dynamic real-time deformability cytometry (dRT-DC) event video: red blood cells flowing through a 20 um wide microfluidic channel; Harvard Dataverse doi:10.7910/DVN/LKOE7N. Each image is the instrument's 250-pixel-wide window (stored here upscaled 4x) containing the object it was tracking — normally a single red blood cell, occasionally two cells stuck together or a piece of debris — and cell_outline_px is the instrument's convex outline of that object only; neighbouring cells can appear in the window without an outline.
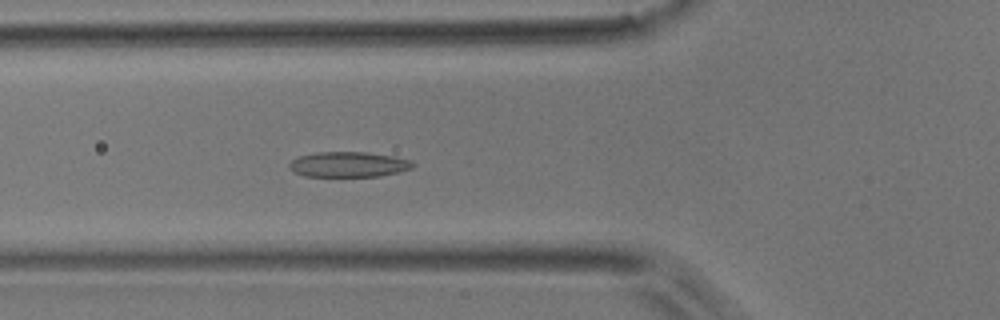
{"species": "common noctule bat (a hibernating species)", "species_latin": "Nyctalus noctula", "temperature_condition": "room temperature", "stored_images_in_passage": 42, "camera_frame_rate_fps": 3000, "um_per_image_px": 0.085, "animal": {"sex": "male", "body_mass_g": 17.9}, "frame": {"image": 1, "passage_image": 17, "time_ms": 5.333, "image_size_px": [1000, 320], "cell_outline_px": [[416, 164], [412, 168], [400, 172], [380, 176], [304, 176], [288, 168], [288, 164], [292, 160], [300, 156], [316, 152], [368, 152], [392, 156], [412, 160]], "centroid_in_image_um": [29.66, 13.97], "position_along_channel_um": 96.1, "area_um2": 18.26}}
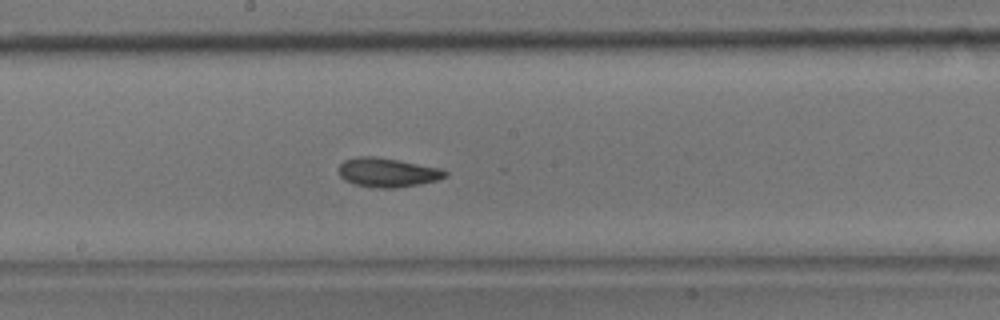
{"frame": {"image": 2, "passage_image": 26, "time_ms": 8.333, "image_size_px": [1000, 320], "cell_outline_px": [[448, 176], [436, 180], [420, 184], [396, 188], [372, 188], [352, 184], [344, 180], [340, 176], [340, 164], [344, 160], [360, 156], [372, 156], [396, 160], [440, 168], [448, 172]], "centroid_in_image_um": [32.92, 14.68], "position_along_channel_um": 215.3, "area_um2": 18.03}}
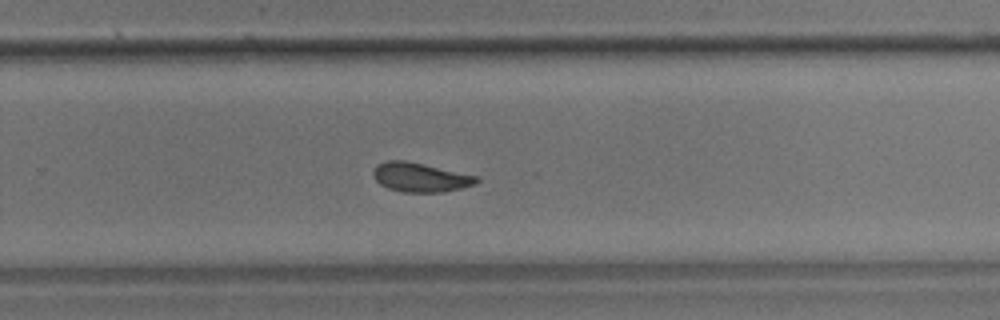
{"frame": {"image": 3, "passage_image": 32, "time_ms": 10.333, "image_size_px": [1000, 320], "cell_outline_px": [[480, 180], [476, 184], [444, 192], [404, 192], [388, 188], [380, 184], [372, 176], [372, 172], [376, 164], [384, 160], [404, 160], [476, 176]], "centroid_in_image_um": [35.67, 15.07], "position_along_channel_um": 294.1, "area_um2": 17.46}, "authors_computed_cell_mechanics": {"area_um2": 18.2648, "velocity_mm_per_s": 3.9536, "shape_relaxation_time_tau1_ms": 3.6132, "shape_relaxation_time_tau2_ms": 2.2889, "deformation_change_tau1": 0.1071, "deformation_change_tau2": 0.0818}}